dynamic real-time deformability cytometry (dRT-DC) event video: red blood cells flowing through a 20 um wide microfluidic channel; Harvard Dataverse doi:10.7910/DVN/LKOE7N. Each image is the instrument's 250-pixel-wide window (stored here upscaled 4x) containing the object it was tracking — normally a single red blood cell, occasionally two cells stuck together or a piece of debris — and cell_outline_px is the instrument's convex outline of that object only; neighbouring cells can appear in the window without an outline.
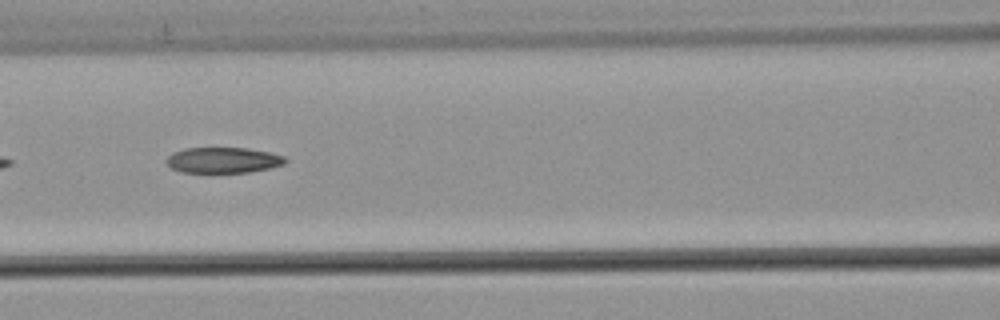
{"species": "common noctule bat (a hibernating species)", "species_latin": "Nyctalus noctula", "temperature_condition": "warm", "stored_images_in_passage": 8, "camera_frame_rate_fps": 3000, "um_per_image_px": 0.085, "animal": {"sex": "male", "body_mass_g": 21.5, "forearm_length_mm": 52.0}, "frame": {"image": 1, "passage_image": 7, "time_ms": 2.0, "image_size_px": [1000, 320], "cell_outline_px": [[288, 160], [284, 164], [268, 168], [248, 172], [180, 172], [172, 168], [164, 160], [172, 152], [184, 148], [248, 148], [268, 152], [284, 156]], "centroid_in_image_um": [18.94, 13.6], "position_along_channel_um": 147.7, "area_um2": 17.74}}